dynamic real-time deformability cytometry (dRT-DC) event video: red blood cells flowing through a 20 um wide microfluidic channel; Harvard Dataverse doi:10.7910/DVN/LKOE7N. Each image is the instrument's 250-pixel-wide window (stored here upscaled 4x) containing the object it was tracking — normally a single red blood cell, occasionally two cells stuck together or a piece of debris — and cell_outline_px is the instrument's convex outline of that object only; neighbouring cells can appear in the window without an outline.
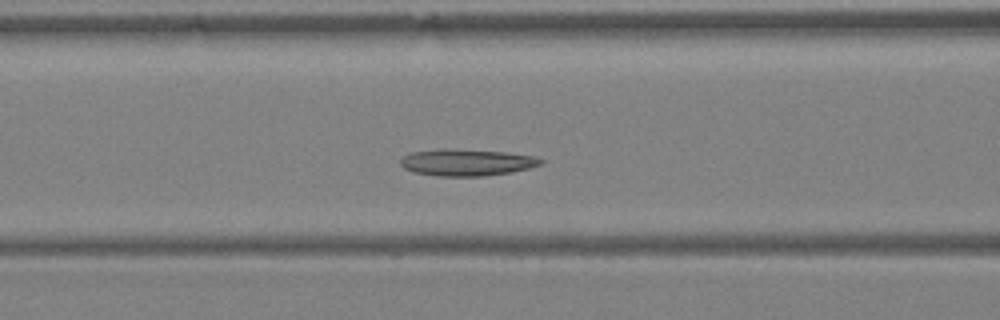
{"species": "Egyptian fruit bat (a non-hibernating species)", "species_latin": "Rousettus aegyptiacus", "temperature_condition": "warm", "stored_images_in_passage": 42, "camera_frame_rate_fps": 3000, "um_per_image_px": 0.085, "animal": {"sex": "female"}, "frame": {"image": 1, "passage_image": 18, "time_ms": 5.667, "image_size_px": [1000, 320], "cell_outline_px": [[544, 164], [512, 172], [484, 176], [436, 176], [416, 172], [404, 168], [400, 164], [400, 160], [404, 156], [412, 152], [444, 148], [452, 148], [508, 152], [536, 156], [544, 160]], "centroid_in_image_um": [39.72, 13.79], "position_along_channel_um": 126.9, "area_um2": 22.08}}
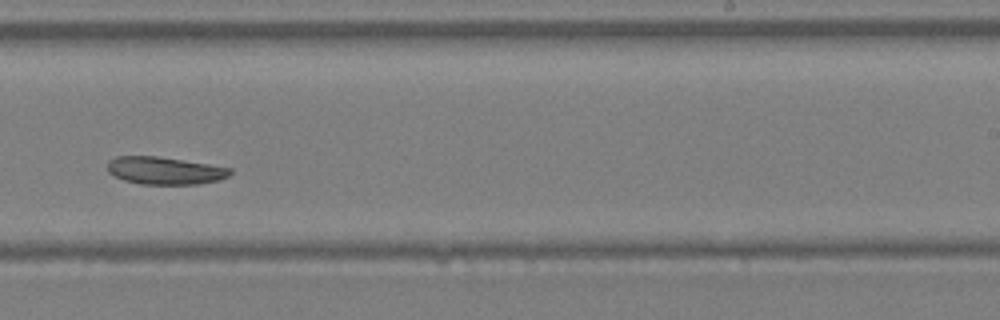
{"frame": {"image": 2, "passage_image": 27, "time_ms": 8.667, "image_size_px": [1000, 320], "cell_outline_px": [[232, 172], [228, 176], [220, 180], [200, 184], [140, 184], [124, 180], [108, 172], [108, 160], [116, 156], [156, 156], [208, 164], [232, 168]], "centroid_in_image_um": [14.02, 14.5], "position_along_channel_um": 275.0, "area_um2": 19.65}}
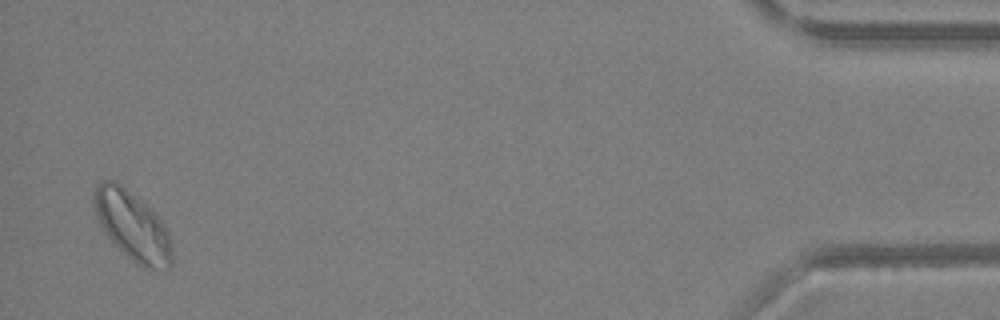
{"frame": {"image": 3, "passage_image": 41, "time_ms": 13.333, "image_size_px": [1000, 320], "cell_outline_px": [[172, 264], [168, 268], [152, 268], [140, 264], [132, 260], [108, 236], [100, 224], [96, 216], [92, 196], [100, 180], [116, 180], [144, 204], [164, 224], [168, 232], [172, 244]], "centroid_in_image_um": [11.24, 19.17], "position_along_channel_um": 424.0, "area_um2": 30.58}}